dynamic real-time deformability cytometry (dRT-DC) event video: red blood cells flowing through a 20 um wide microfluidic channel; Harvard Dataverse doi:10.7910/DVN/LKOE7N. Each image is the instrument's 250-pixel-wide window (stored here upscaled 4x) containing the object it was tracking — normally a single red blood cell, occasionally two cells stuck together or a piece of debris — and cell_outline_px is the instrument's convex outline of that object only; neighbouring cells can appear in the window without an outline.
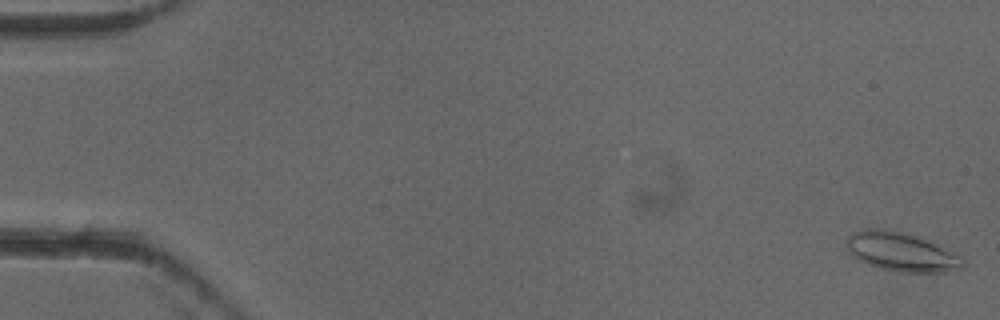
{"species": "common noctule bat (a hibernating species)", "species_latin": "Nyctalus noctula", "temperature_condition": "cold", "stored_images_in_passage": 53, "camera_frame_rate_fps": 3000, "um_per_image_px": 0.085, "animal": {"sex": "female"}, "frame": {"image": 1, "passage_image": 1, "time_ms": 0.0, "image_size_px": [1000, 320], "cell_outline_px": [[964, 268], [948, 272], [896, 272], [880, 268], [868, 264], [860, 260], [848, 248], [848, 236], [852, 232], [864, 228], [888, 228], [908, 232], [940, 244], [948, 248], [960, 256], [964, 260]], "centroid_in_image_um": [76.69, 21.38], "position_along_channel_um": 8.3, "area_um2": 26.82}}
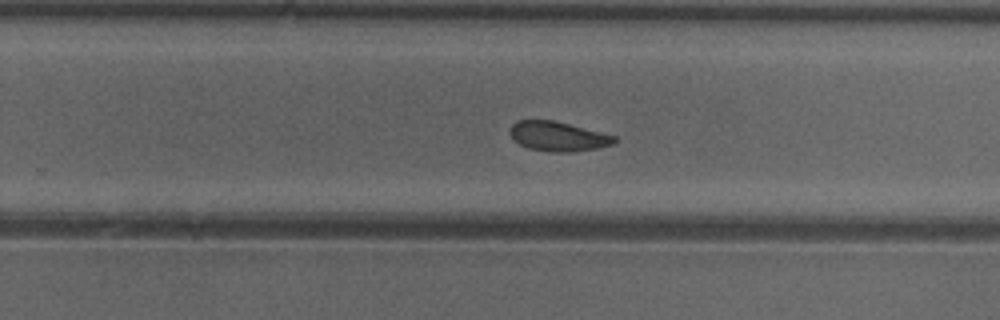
{"frame": {"image": 2, "passage_image": 34, "time_ms": 11.0, "image_size_px": [1000, 320], "cell_outline_px": [[616, 140], [612, 144], [596, 148], [572, 152], [548, 152], [528, 148], [512, 140], [508, 132], [508, 128], [516, 120], [552, 120], [616, 136]], "centroid_in_image_um": [47.34, 11.59], "position_along_channel_um": 282.5, "area_um2": 18.03}}
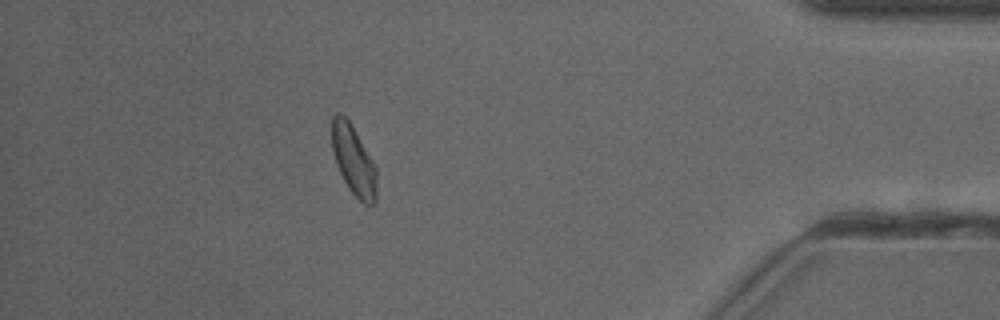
{"frame": {"image": 3, "passage_image": 47, "time_ms": 15.333, "image_size_px": [1000, 320], "cell_outline_px": [[376, 200], [372, 204], [364, 204], [348, 188], [336, 164], [332, 152], [332, 116], [336, 112], [340, 112], [348, 120], [376, 164]], "centroid_in_image_um": [30.05, 13.61], "position_along_channel_um": 405.2, "area_um2": 18.15}, "authors_computed_cell_mechanics": {"area_um2": 18.8428, "velocity_mm_per_s": 3.8963, "shape_relaxation_time_tau1_ms": 7.8599, "shape_relaxation_time_tau2_ms": 3.1184, "deformation_change_tau1": 0.1498, "deformation_change_tau2": 0.0797}}